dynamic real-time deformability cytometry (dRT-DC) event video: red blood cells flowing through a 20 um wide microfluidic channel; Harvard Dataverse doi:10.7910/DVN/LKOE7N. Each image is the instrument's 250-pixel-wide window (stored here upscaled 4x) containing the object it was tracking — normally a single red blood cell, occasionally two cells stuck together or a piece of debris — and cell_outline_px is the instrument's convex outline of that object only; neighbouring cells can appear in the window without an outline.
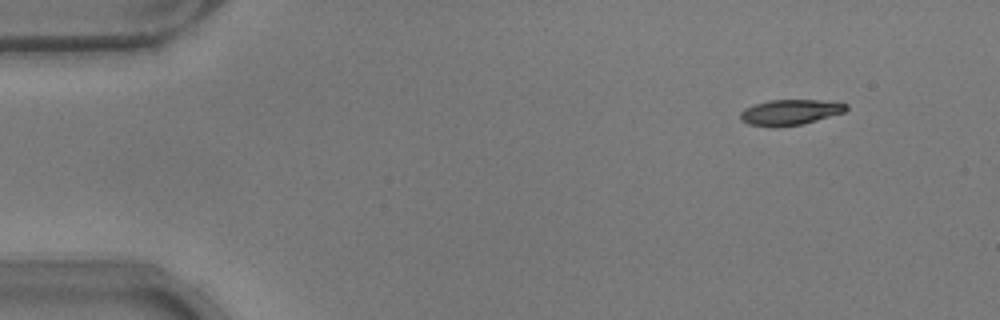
{"species": "common noctule bat (a hibernating species)", "species_latin": "Nyctalus noctula", "temperature_condition": "warm", "stored_images_in_passage": 49, "camera_frame_rate_fps": 3000, "um_per_image_px": 0.085, "animal": {"sex": "male", "body_mass_g": 17.9}, "frame": {"image": 1, "passage_image": 1, "time_ms": 0.0, "image_size_px": [1000, 320], "cell_outline_px": [[848, 108], [844, 112], [804, 124], [776, 128], [772, 128], [748, 124], [740, 116], [740, 112], [744, 108], [768, 100], [836, 100], [848, 104]], "centroid_in_image_um": [67.21, 9.54], "position_along_channel_um": 17.8, "area_um2": 16.07}}
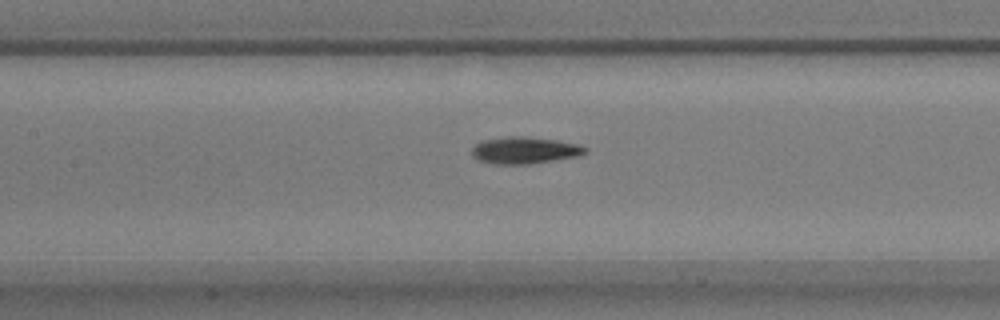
{"frame": {"image": 2, "passage_image": 20, "time_ms": 6.333, "image_size_px": [1000, 320], "cell_outline_px": [[588, 152], [580, 156], [528, 164], [492, 164], [476, 160], [472, 156], [472, 148], [480, 140], [508, 136], [524, 136], [556, 140], [576, 144], [588, 148]], "centroid_in_image_um": [44.56, 12.78], "position_along_channel_um": 162.8, "area_um2": 17.92}}
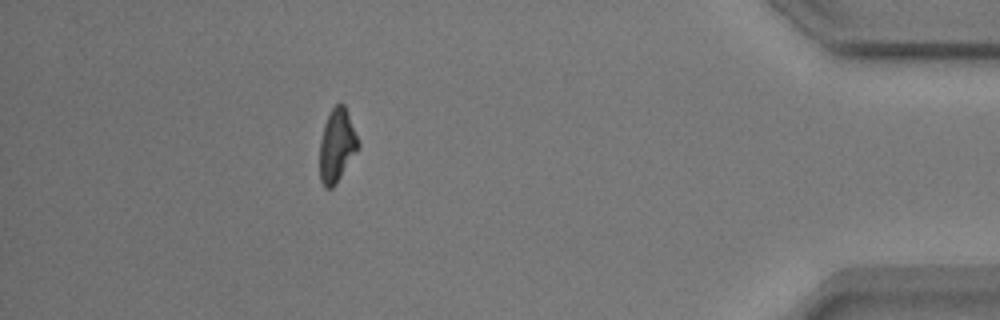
{"frame": {"image": 3, "passage_image": 43, "time_ms": 14.0, "image_size_px": [1000, 320], "cell_outline_px": [[360, 148], [336, 184], [332, 188], [324, 188], [320, 180], [320, 140], [324, 124], [332, 108], [336, 104], [344, 104], [360, 144]], "centroid_in_image_um": [28.64, 12.41], "position_along_channel_um": 406.6, "area_um2": 16.42}, "authors_computed_cell_mechanics": {"area_um2": 16.5886, "velocity_mm_per_s": 3.8178, "shape_relaxation_time_tau1_ms": 3.2868, "shape_relaxation_time_tau2_ms": 2.7924, "deformation_change_tau1": 0.1496, "deformation_change_tau2": 0.1135}}